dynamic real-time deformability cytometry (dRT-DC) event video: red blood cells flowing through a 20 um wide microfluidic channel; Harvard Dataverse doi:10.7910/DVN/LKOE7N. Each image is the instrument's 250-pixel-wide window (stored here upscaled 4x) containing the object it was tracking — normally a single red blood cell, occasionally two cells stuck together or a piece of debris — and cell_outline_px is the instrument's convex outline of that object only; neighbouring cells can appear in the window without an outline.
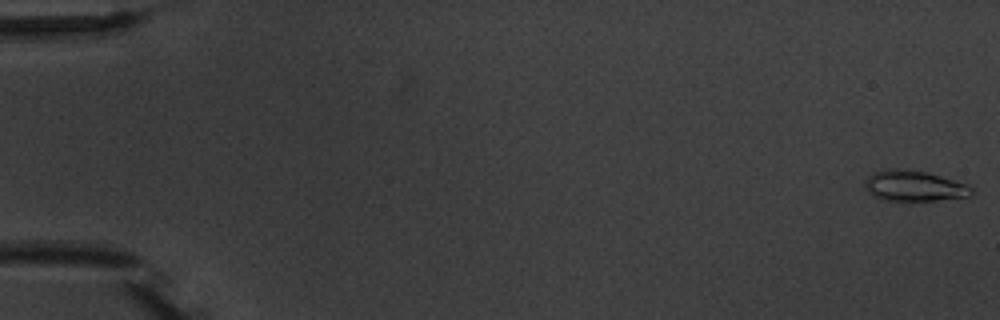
{"species": "common noctule bat (a hibernating species)", "species_latin": "Nyctalus noctula", "temperature_condition": "warm", "stored_images_in_passage": 7, "camera_frame_rate_fps": 3000, "um_per_image_px": 0.085, "animal": {"sex": "male", "body_mass_g": 20.1, "forearm_length_mm": 53.5}, "frame": {"image": 1, "passage_image": 1, "time_ms": 0.0, "image_size_px": [1000, 320], "cell_outline_px": [[976, 192], [972, 196], [912, 204], [880, 200], [868, 192], [864, 184], [864, 180], [872, 172], [888, 168], [924, 172], [940, 176], [968, 184]], "centroid_in_image_um": [77.7, 15.87], "position_along_channel_um": 7.3, "area_um2": 20.0}}
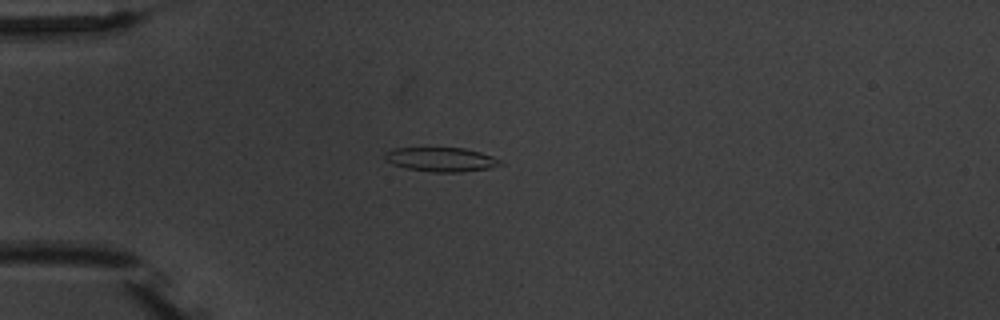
{"frame": {"image": 2, "passage_image": 5, "time_ms": 5.0, "image_size_px": [1000, 320], "cell_outline_px": [[504, 164], [492, 168], [460, 172], [432, 172], [408, 168], [392, 164], [384, 160], [384, 152], [392, 148], [464, 148], [480, 152], [492, 156], [500, 160]], "centroid_in_image_um": [37.49, 13.55], "position_along_channel_um": 47.5, "area_um2": 16.36}}